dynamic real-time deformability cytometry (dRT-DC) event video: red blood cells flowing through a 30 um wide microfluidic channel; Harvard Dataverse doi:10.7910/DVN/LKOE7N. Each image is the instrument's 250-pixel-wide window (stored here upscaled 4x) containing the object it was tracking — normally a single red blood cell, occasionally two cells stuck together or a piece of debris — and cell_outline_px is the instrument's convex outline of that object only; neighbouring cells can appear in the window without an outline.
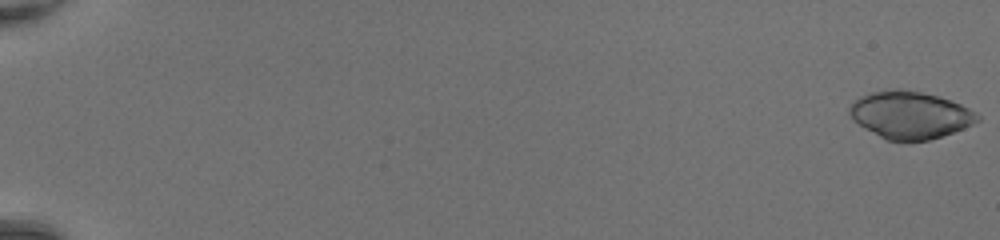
{"species": "common noctule bat (a hibernating species)", "species_latin": "Nyctalus noctula", "temperature_condition": "room temperature", "stored_images_in_passage": 50, "camera_frame_rate_fps": 3000, "um_per_image_px": 0.085, "animal": {"sex": "female", "body_mass_g": 20.0, "forearm_length_mm": 54.0}, "frame": {"image": 1, "passage_image": 1, "time_ms": 0.0, "image_size_px": [1000, 240], "cell_outline_px": [[980, 120], [964, 128], [928, 140], [904, 144], [888, 140], [864, 128], [852, 120], [848, 112], [848, 108], [860, 96], [868, 92], [888, 88], [900, 88], [940, 96], [960, 104], [976, 112], [980, 116]], "centroid_in_image_um": [77.32, 9.78], "position_along_channel_um": 7.7, "area_um2": 35.84}}
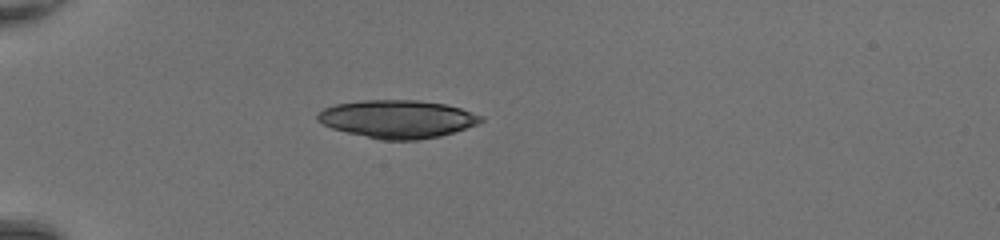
{"frame": {"image": 2, "passage_image": 17, "time_ms": 5.333, "image_size_px": [1000, 240], "cell_outline_px": [[484, 120], [476, 124], [440, 136], [416, 140], [380, 140], [332, 128], [316, 120], [316, 116], [324, 108], [336, 104], [364, 100], [420, 100], [444, 104], [460, 108], [484, 116]], "centroid_in_image_um": [33.78, 10.11], "position_along_channel_um": 51.2, "area_um2": 35.89}}